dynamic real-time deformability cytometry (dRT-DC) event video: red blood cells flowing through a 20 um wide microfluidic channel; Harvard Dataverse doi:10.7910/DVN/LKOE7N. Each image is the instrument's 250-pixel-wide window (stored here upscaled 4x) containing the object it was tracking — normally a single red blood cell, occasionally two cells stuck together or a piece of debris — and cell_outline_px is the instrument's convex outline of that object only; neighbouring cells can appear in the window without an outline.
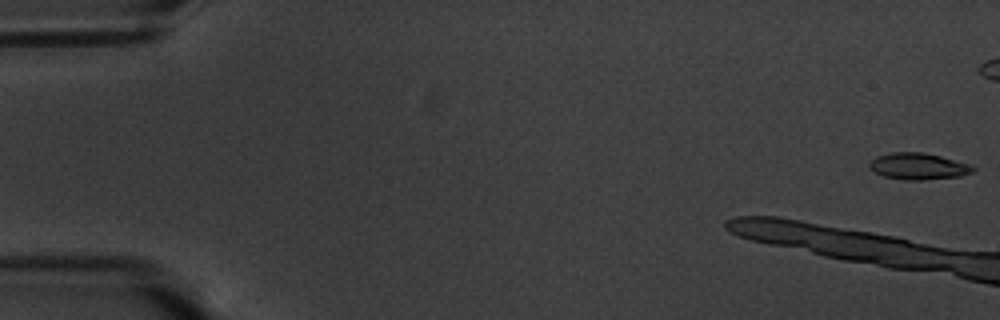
{"species": "common noctule bat (a hibernating species)", "species_latin": "Nyctalus noctula", "temperature_condition": "warm", "stored_images_in_passage": 12, "camera_frame_rate_fps": 3000, "um_per_image_px": 0.085, "animal": {"sex": "male", "body_mass_g": 20.1, "forearm_length_mm": 53.5}, "frame": {"image": 1, "passage_image": 1, "time_ms": 0.0, "image_size_px": [1000, 320], "cell_outline_px": [[976, 168], [972, 172], [960, 176], [924, 180], [904, 180], [884, 176], [876, 172], [868, 164], [876, 156], [892, 152], [924, 152], [972, 164]], "centroid_in_image_um": [78.09, 14.13], "position_along_channel_um": 6.9, "area_um2": 16.01}}